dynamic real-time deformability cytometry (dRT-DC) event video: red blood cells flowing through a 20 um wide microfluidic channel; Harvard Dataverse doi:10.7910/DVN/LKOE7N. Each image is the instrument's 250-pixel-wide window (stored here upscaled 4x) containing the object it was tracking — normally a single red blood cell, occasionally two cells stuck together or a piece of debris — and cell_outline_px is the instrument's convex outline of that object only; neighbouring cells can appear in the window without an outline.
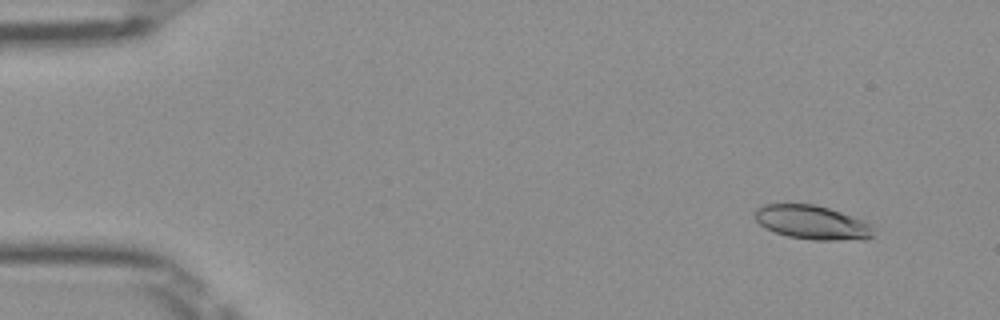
{"species": "Egyptian fruit bat (a non-hibernating species)", "species_latin": "Rousettus aegyptiacus", "temperature_condition": "room temperature", "stored_images_in_passage": 51, "camera_frame_rate_fps": 3000, "um_per_image_px": 0.085, "frame": {"image": 1, "passage_image": 4, "time_ms": 1.0, "image_size_px": [1000, 320], "cell_outline_px": [[872, 236], [868, 240], [812, 240], [788, 236], [764, 228], [756, 220], [756, 208], [764, 204], [784, 200], [812, 204], [828, 208], [864, 220], [872, 224]], "centroid_in_image_um": [69.0, 18.87], "position_along_channel_um": 16.0, "area_um2": 24.16}}
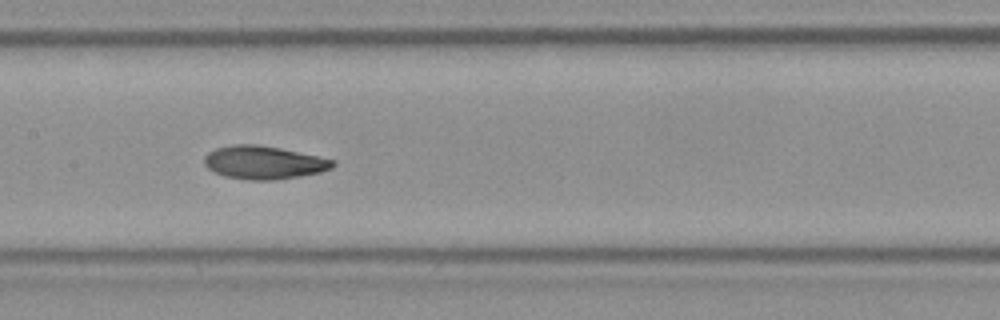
{"frame": {"image": 2, "passage_image": 25, "time_ms": 8.0, "image_size_px": [1000, 320], "cell_outline_px": [[336, 164], [332, 168], [320, 172], [300, 176], [276, 180], [248, 180], [224, 176], [208, 168], [204, 164], [204, 156], [208, 152], [216, 148], [232, 144], [256, 144], [280, 148], [336, 160]], "centroid_in_image_um": [22.42, 13.81], "position_along_channel_um": 185.0, "area_um2": 24.91}}
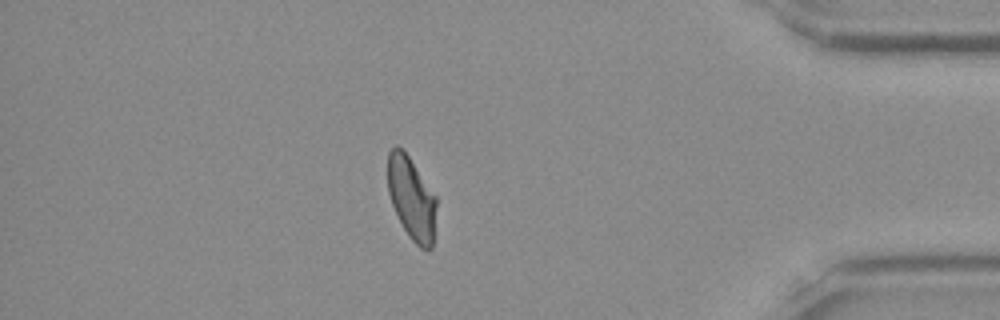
{"frame": {"image": 3, "passage_image": 44, "time_ms": 14.333, "image_size_px": [1000, 320], "cell_outline_px": [[436, 204], [432, 248], [428, 252], [420, 248], [408, 236], [392, 204], [388, 192], [388, 152], [396, 144], [408, 156], [436, 196]], "centroid_in_image_um": [34.98, 16.88], "position_along_channel_um": 400.2, "area_um2": 23.18}, "authors_computed_cell_mechanics": {"area_um2": 24.2182, "velocity_mm_per_s": 3.9905, "shape_relaxation_time_tau1_ms": 5.783, "shape_relaxation_time_tau2_ms": 1.8557, "deformation_change_tau1": 0.1563, "deformation_change_tau2": 0.0741}}